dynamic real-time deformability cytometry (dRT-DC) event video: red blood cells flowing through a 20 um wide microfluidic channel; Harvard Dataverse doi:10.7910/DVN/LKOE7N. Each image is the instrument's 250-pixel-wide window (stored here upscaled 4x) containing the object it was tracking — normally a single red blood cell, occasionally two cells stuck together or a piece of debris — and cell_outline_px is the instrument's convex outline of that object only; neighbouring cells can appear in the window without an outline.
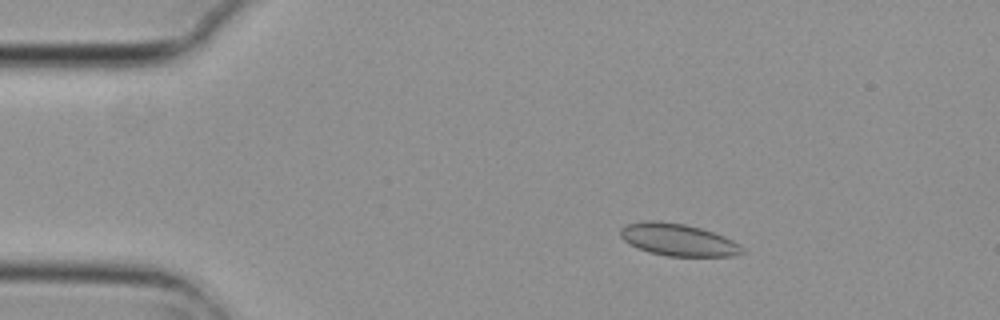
{"species": "common noctule bat (a hibernating species)", "species_latin": "Nyctalus noctula", "temperature_condition": "cold", "stored_images_in_passage": 5, "camera_frame_rate_fps": 3000, "um_per_image_px": 0.085, "animal": {"sex": "female", "body_mass_g": 29.2, "forearm_length_mm": 56.3}, "frame": {"image": 1, "passage_image": 3, "time_ms": 0.667, "image_size_px": [1000, 320], "cell_outline_px": [[744, 252], [732, 256], [668, 256], [648, 252], [624, 240], [620, 236], [620, 228], [628, 224], [644, 220], [660, 220], [684, 224], [700, 228], [724, 236], [740, 244], [744, 248]], "centroid_in_image_um": [57.64, 20.37], "position_along_channel_um": 27.4, "area_um2": 22.77}}